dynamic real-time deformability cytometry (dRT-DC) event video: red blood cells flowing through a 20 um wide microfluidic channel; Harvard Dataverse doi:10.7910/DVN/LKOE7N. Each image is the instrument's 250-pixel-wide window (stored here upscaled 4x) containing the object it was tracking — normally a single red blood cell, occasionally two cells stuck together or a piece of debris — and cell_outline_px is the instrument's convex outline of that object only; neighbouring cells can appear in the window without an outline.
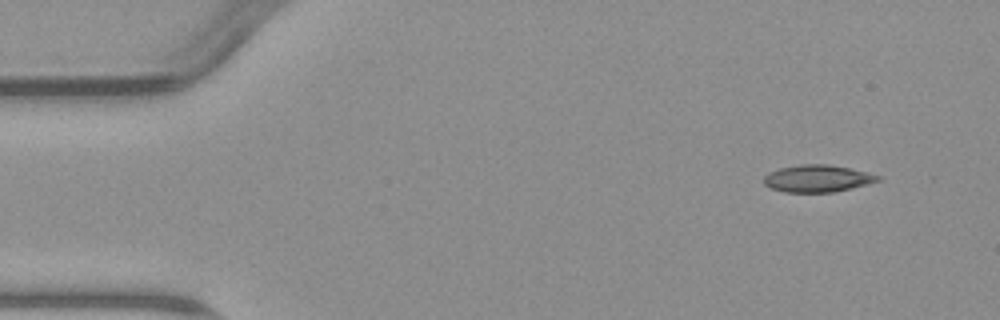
{"species": "common noctule bat (a hibernating species)", "species_latin": "Nyctalus noctula", "temperature_condition": "warm", "stored_images_in_passage": 4, "camera_frame_rate_fps": 3000, "um_per_image_px": 0.085, "animal": {"sex": "male", "body_mass_g": 23.1, "forearm_length_mm": 52.7}, "frame": {"image": 1, "passage_image": 1, "time_ms": 0.0, "image_size_px": [1000, 320], "cell_outline_px": [[880, 180], [852, 188], [832, 192], [784, 192], [772, 188], [764, 184], [764, 176], [768, 172], [780, 168], [800, 164], [828, 164], [848, 168], [880, 176]], "centroid_in_image_um": [69.43, 15.17], "position_along_channel_um": 15.6, "area_um2": 17.8}}
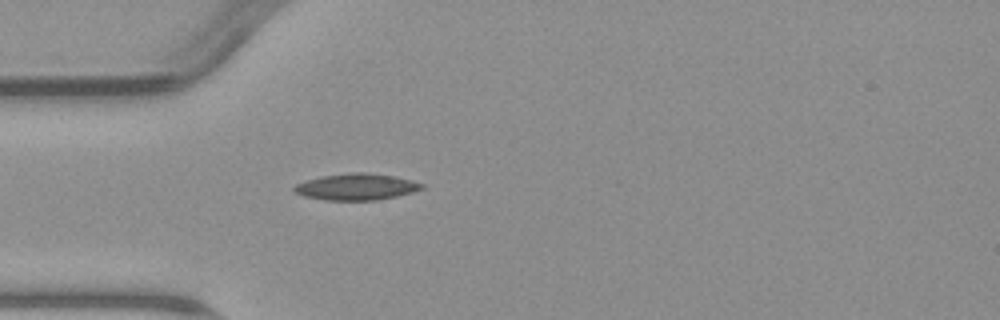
{"frame": {"image": 2, "passage_image": 4, "time_ms": 3.667, "image_size_px": [1000, 320], "cell_outline_px": [[424, 188], [412, 192], [396, 196], [376, 200], [324, 200], [304, 196], [296, 192], [292, 188], [296, 184], [320, 176], [352, 172], [364, 172], [396, 176], [412, 180], [424, 184]], "centroid_in_image_um": [30.31, 15.87], "position_along_channel_um": 54.7, "area_um2": 19.65}}